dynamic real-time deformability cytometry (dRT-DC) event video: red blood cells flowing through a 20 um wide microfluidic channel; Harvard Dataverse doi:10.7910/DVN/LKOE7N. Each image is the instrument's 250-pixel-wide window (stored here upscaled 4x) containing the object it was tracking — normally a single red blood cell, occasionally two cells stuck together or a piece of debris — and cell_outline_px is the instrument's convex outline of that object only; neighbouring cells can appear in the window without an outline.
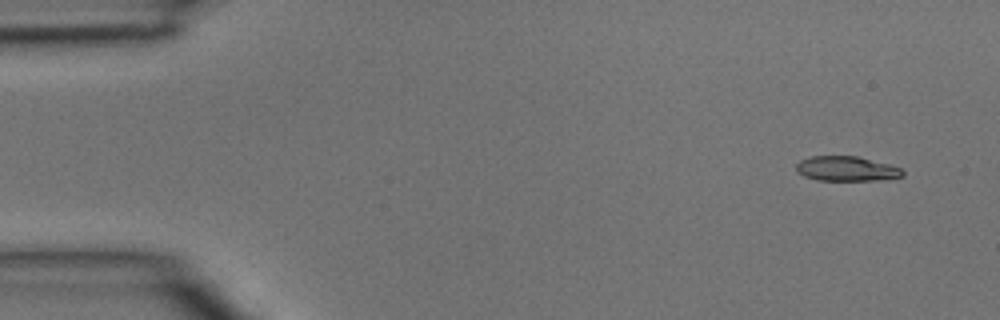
{"species": "common noctule bat (a hibernating species)", "species_latin": "Nyctalus noctula", "temperature_condition": "room temperature", "stored_images_in_passage": 4, "camera_frame_rate_fps": 3000, "um_per_image_px": 0.085, "animal": {"sex": "male", "body_mass_g": 15.6}, "frame": {"image": 1, "passage_image": 1, "time_ms": 0.0, "image_size_px": [1000, 320], "cell_outline_px": [[904, 176], [888, 180], [816, 180], [804, 176], [796, 172], [796, 164], [800, 160], [808, 156], [856, 156], [888, 164], [900, 168], [904, 172]], "centroid_in_image_um": [71.94, 14.35], "position_along_channel_um": 13.1, "area_um2": 15.49}}
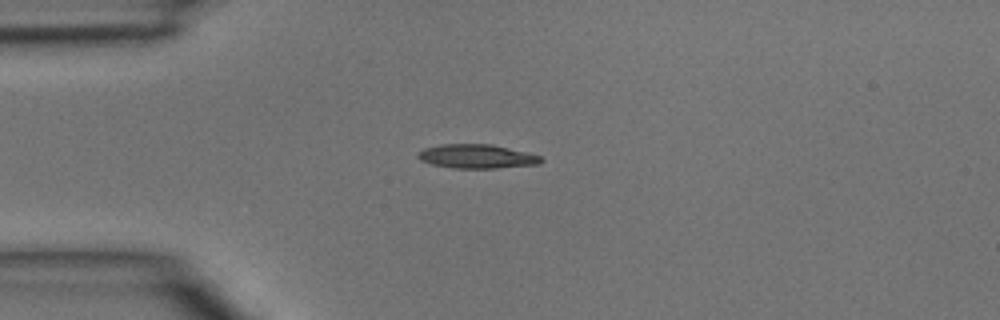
{"frame": {"image": 2, "passage_image": 3, "time_ms": 0.667, "image_size_px": [1000, 320], "cell_outline_px": [[544, 160], [540, 164], [496, 168], [452, 168], [432, 164], [420, 160], [416, 156], [424, 148], [440, 144], [492, 144], [528, 152], [540, 156]], "centroid_in_image_um": [40.55, 13.29], "position_along_channel_um": 44.5, "area_um2": 17.28}}